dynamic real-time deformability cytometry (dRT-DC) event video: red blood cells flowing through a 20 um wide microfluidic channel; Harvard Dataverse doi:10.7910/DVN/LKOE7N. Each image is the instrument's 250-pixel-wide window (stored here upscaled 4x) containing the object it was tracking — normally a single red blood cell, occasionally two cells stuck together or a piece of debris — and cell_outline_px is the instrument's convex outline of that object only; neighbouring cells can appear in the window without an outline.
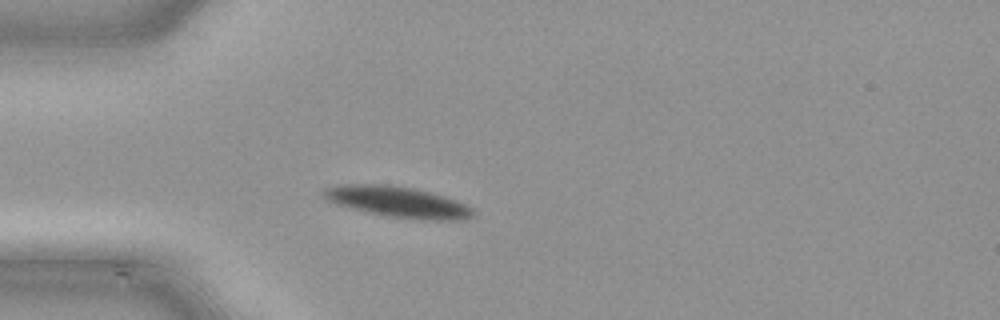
{"species": "common noctule bat (a hibernating species)", "species_latin": "Nyctalus noctula", "temperature_condition": "cold", "stored_images_in_passage": 36, "camera_frame_rate_fps": 3000, "um_per_image_px": 0.085, "animal": {"sex": "male", "body_mass_g": 21.5, "forearm_length_mm": 52.0}, "frame": {"image": 1, "passage_image": 1, "time_ms": 0.0, "image_size_px": [1000, 320], "cell_outline_px": [[476, 212], [472, 216], [460, 220], [432, 220], [392, 216], [368, 212], [336, 204], [320, 196], [324, 188], [344, 184], [384, 184], [412, 188], [444, 196], [464, 204], [472, 208]], "centroid_in_image_um": [33.78, 17.15], "position_along_channel_um": 51.2, "area_um2": 26.41}}
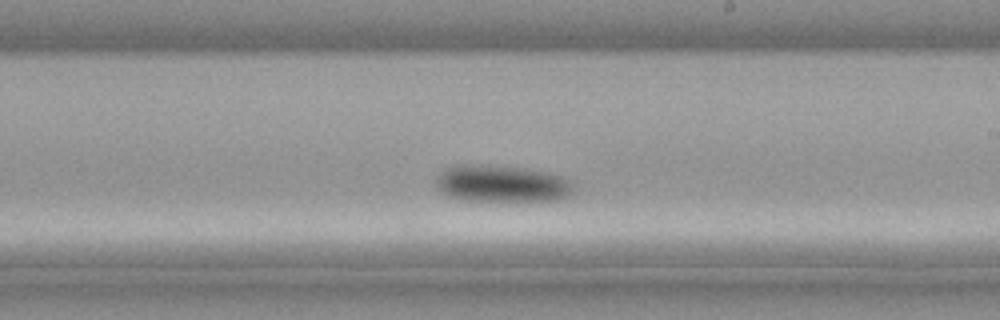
{"frame": {"image": 2, "passage_image": 16, "time_ms": 5.0, "image_size_px": [1000, 320], "cell_outline_px": [[576, 192], [560, 200], [460, 200], [448, 196], [436, 184], [436, 176], [444, 168], [456, 164], [476, 164], [520, 168], [544, 172], [564, 176], [572, 184]], "centroid_in_image_um": [42.65, 15.6], "position_along_channel_um": 246.4, "area_um2": 29.54}}
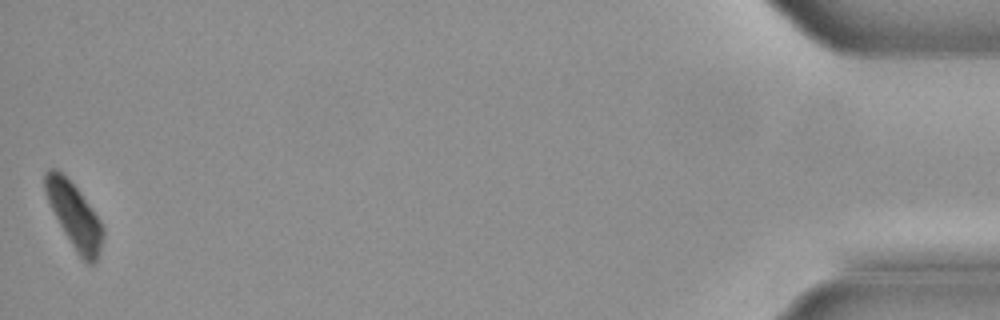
{"frame": {"image": 3, "passage_image": 36, "time_ms": 11.667, "image_size_px": [1000, 320], "cell_outline_px": [[104, 236], [96, 264], [88, 264], [76, 252], [64, 232], [44, 192], [44, 172], [48, 168], [56, 168], [76, 188], [100, 220], [104, 228]], "centroid_in_image_um": [6.32, 18.34], "position_along_channel_um": 428.9, "area_um2": 21.5}}